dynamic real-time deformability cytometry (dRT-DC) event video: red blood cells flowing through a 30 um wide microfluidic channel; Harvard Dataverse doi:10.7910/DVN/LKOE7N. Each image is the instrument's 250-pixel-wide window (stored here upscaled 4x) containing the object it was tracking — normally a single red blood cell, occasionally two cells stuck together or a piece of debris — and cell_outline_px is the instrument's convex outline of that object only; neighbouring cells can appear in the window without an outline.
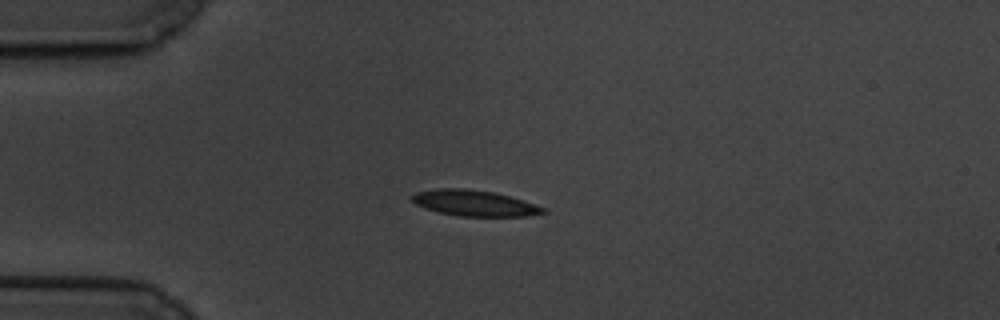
{"species": "common noctule bat (a hibernating species)", "species_latin": "Nyctalus noctula", "temperature_condition": "cold", "stored_images_in_passage": 6, "camera_frame_rate_fps": 3000, "um_per_image_px": 0.085, "animal": {"sex": "male", "body_mass_g": 19.5, "forearm_length_mm": 54.6}, "frame": {"image": 1, "passage_image": 3, "time_ms": 3.333, "image_size_px": [1000, 320], "cell_outline_px": [[548, 212], [524, 216], [460, 216], [440, 212], [424, 208], [416, 204], [412, 200], [412, 196], [416, 192], [436, 188], [464, 188], [492, 192], [508, 196], [548, 208]], "centroid_in_image_um": [40.33, 17.26], "position_along_channel_um": 44.7, "area_um2": 19.59}}
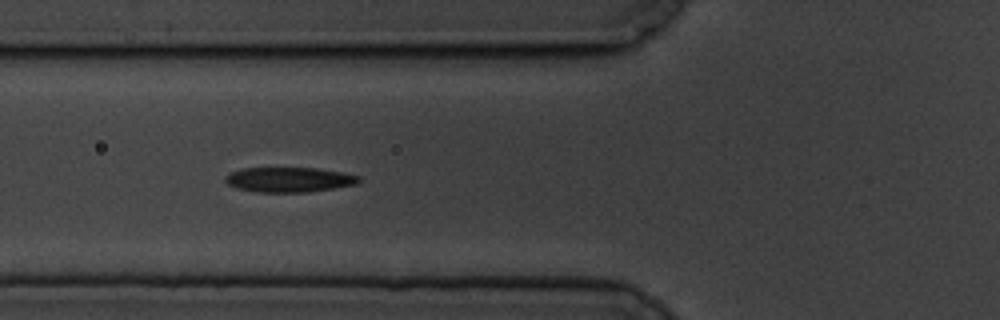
{"frame": {"image": 2, "passage_image": 5, "time_ms": 5.667, "image_size_px": [1000, 320], "cell_outline_px": [[360, 180], [356, 184], [308, 192], [260, 192], [236, 188], [228, 184], [224, 180], [224, 176], [240, 168], [316, 168], [340, 172], [360, 176]], "centroid_in_image_um": [24.53, 15.26], "position_along_channel_um": 101.3, "area_um2": 19.25}}
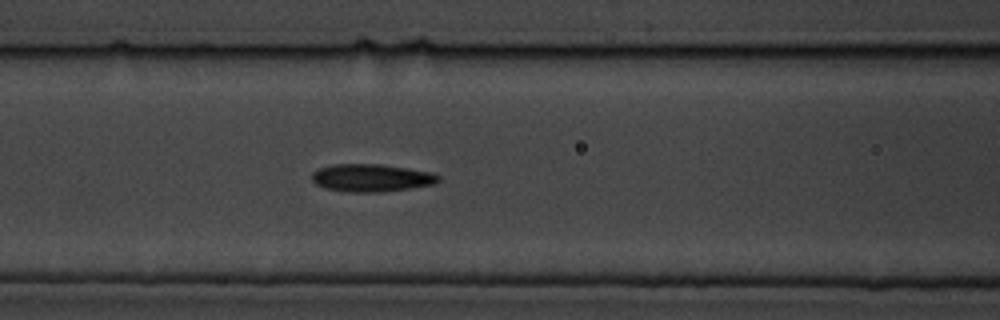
{"frame": {"image": 3, "passage_image": 6, "time_ms": 6.667, "image_size_px": [1000, 320], "cell_outline_px": [[440, 180], [436, 184], [380, 192], [348, 192], [324, 188], [316, 184], [312, 180], [312, 172], [320, 168], [332, 164], [380, 164], [408, 168], [432, 172], [440, 176]], "centroid_in_image_um": [31.57, 15.11], "position_along_channel_um": 135.0, "area_um2": 20.46}}